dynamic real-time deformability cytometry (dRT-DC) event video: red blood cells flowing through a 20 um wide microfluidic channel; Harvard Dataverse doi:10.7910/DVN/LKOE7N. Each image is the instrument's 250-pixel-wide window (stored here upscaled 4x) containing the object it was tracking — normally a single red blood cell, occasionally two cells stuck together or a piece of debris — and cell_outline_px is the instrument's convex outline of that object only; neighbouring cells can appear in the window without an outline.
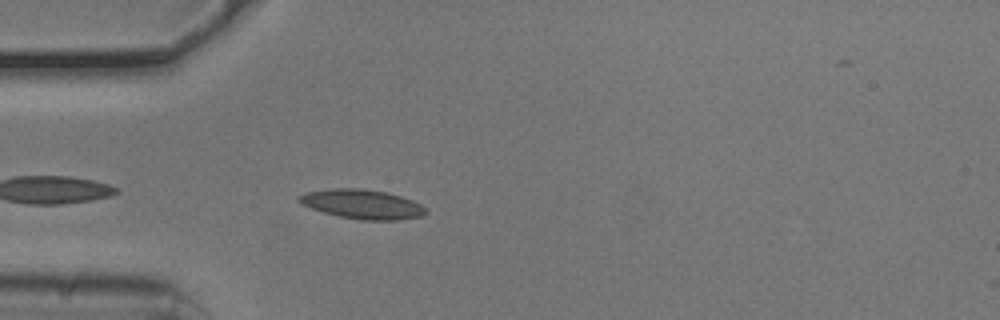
{"species": "common noctule bat (a hibernating species)", "species_latin": "Nyctalus noctula", "temperature_condition": "cold", "stored_images_in_passage": 35, "camera_frame_rate_fps": 3000, "um_per_image_px": 0.085, "animal": {"sex": "male", "body_mass_g": 20.5, "forearm_length_mm": 52.5}, "frame": {"image": 1, "passage_image": 3, "time_ms": 0.667, "image_size_px": [1000, 320], "cell_outline_px": [[428, 212], [424, 216], [396, 220], [360, 220], [340, 216], [324, 212], [300, 204], [296, 200], [300, 196], [308, 192], [332, 188], [360, 188], [388, 192], [412, 200], [428, 208]], "centroid_in_image_um": [30.84, 17.36], "position_along_channel_um": 54.2, "area_um2": 21.73}}
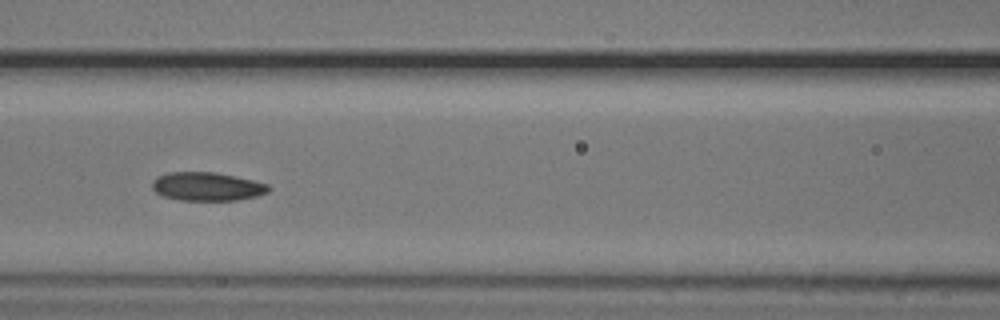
{"frame": {"image": 2, "passage_image": 11, "time_ms": 3.333, "image_size_px": [1000, 320], "cell_outline_px": [[272, 188], [268, 192], [256, 196], [236, 200], [180, 200], [164, 196], [156, 192], [152, 188], [152, 180], [156, 176], [168, 172], [216, 172], [252, 180], [268, 184]], "centroid_in_image_um": [17.59, 15.84], "position_along_channel_um": 149.0, "area_um2": 19.36}}
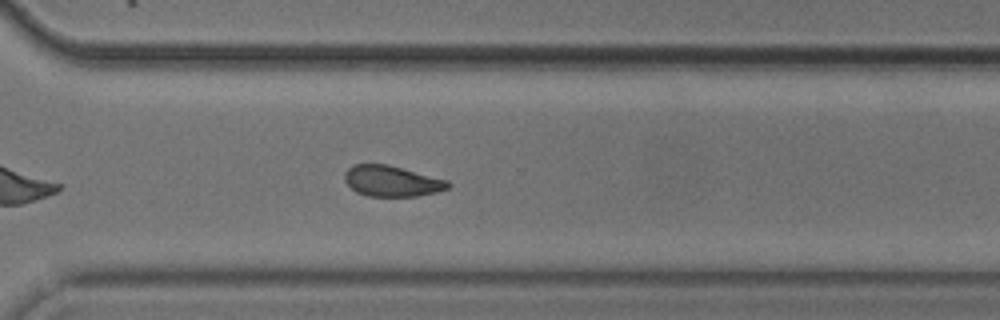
{"frame": {"image": 3, "passage_image": 26, "time_ms": 8.333, "image_size_px": [1000, 320], "cell_outline_px": [[452, 184], [448, 188], [436, 192], [416, 196], [368, 196], [356, 192], [344, 180], [344, 172], [352, 164], [388, 164], [448, 180]], "centroid_in_image_um": [33.29, 15.38], "position_along_channel_um": 337.3, "area_um2": 18.61}, "authors_computed_cell_mechanics": {"area_um2": 19.1896, "velocity_mm_per_s": 3.7767, "shape_relaxation_time_tau1_ms": 5.0738, "shape_relaxation_time_tau2_ms": 4.462, "deformation_change_tau1": 0.1104, "deformation_change_tau2": 0.1052}}